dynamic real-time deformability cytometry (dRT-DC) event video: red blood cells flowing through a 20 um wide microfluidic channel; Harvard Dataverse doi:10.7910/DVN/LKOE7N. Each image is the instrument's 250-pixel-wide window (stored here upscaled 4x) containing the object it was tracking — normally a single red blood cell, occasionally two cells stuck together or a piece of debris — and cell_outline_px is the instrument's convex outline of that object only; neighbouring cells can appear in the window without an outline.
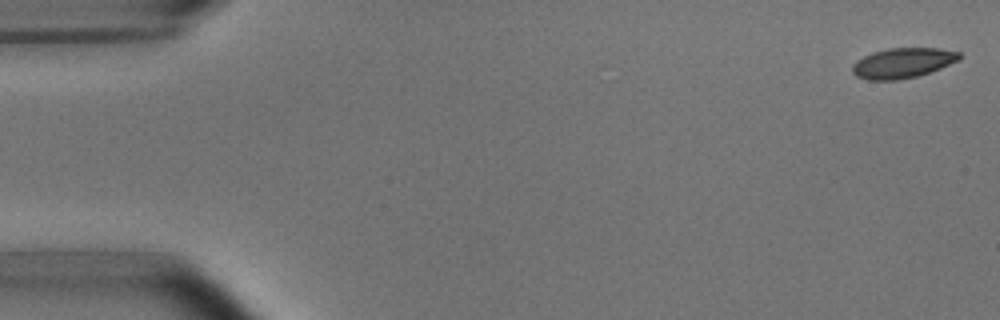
{"species": "common noctule bat (a hibernating species)", "species_latin": "Nyctalus noctula", "temperature_condition": "room temperature", "stored_images_in_passage": 19, "camera_frame_rate_fps": 3000, "um_per_image_px": 0.085, "animal": {"sex": "male", "body_mass_g": 15.6}, "frame": {"image": 1, "passage_image": 1, "time_ms": 0.0, "image_size_px": [1000, 320], "cell_outline_px": [[960, 60], [940, 68], [916, 76], [896, 80], [868, 80], [856, 76], [852, 72], [852, 64], [856, 60], [872, 52], [888, 48], [936, 48], [960, 52]], "centroid_in_image_um": [76.7, 5.35], "position_along_channel_um": 8.3, "area_um2": 18.73}}
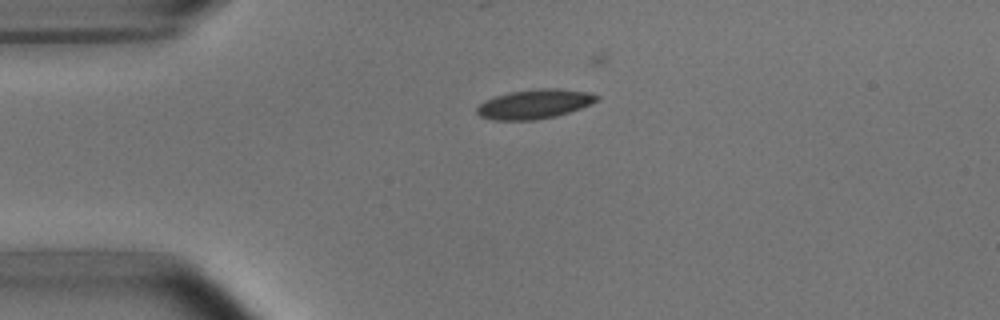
{"frame": {"image": 2, "passage_image": 12, "time_ms": 3.667, "image_size_px": [1000, 320], "cell_outline_px": [[600, 96], [596, 100], [580, 108], [556, 116], [536, 120], [492, 120], [480, 116], [476, 112], [476, 108], [484, 100], [496, 96], [512, 92], [540, 88], [556, 88], [588, 92]], "centroid_in_image_um": [45.39, 8.85], "position_along_channel_um": 39.6, "area_um2": 20.29}}